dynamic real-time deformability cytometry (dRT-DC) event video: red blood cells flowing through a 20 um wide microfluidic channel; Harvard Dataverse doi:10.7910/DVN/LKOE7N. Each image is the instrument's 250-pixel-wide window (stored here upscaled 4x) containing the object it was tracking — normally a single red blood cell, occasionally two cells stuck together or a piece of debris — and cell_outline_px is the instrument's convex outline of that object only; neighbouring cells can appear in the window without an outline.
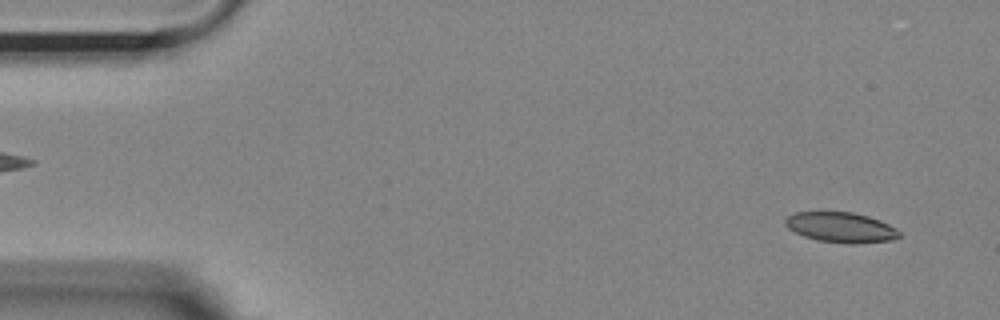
{"species": "Egyptian fruit bat (a non-hibernating species)", "species_latin": "Rousettus aegyptiacus", "temperature_condition": "room temperature", "stored_images_in_passage": 12, "camera_frame_rate_fps": 3000, "um_per_image_px": 0.085, "animal": {"sex": "female"}, "frame": {"image": 1, "passage_image": 3, "time_ms": 0.667, "image_size_px": [1000, 320], "cell_outline_px": [[900, 236], [892, 240], [856, 244], [848, 244], [816, 240], [804, 236], [788, 228], [784, 224], [784, 220], [788, 216], [796, 212], [852, 212], [868, 216], [880, 220], [896, 228], [900, 232]], "centroid_in_image_um": [71.48, 19.33], "position_along_channel_um": 13.5, "area_um2": 20.11}}